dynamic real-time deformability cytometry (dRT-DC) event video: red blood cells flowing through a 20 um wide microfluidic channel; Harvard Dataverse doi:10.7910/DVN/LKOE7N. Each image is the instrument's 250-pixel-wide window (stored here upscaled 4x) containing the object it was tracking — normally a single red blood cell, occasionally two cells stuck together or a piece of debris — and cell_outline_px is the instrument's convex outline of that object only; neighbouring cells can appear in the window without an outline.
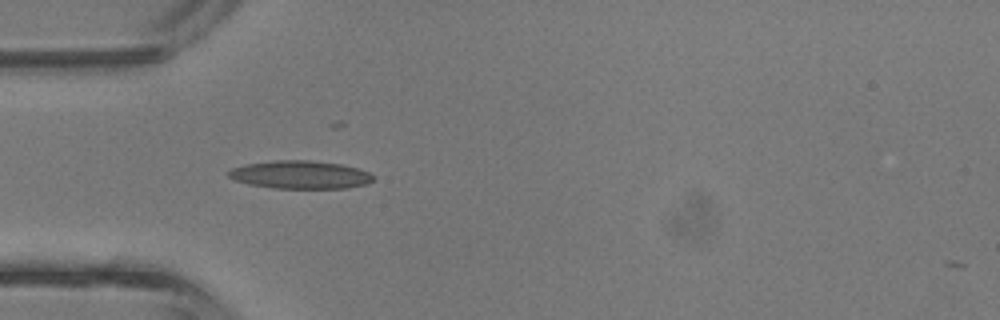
{"species": "common noctule bat (a hibernating species)", "species_latin": "Nyctalus noctula", "temperature_condition": "room temperature", "stored_images_in_passage": 3, "camera_frame_rate_fps": 3000, "um_per_image_px": 0.085, "animal": {"sex": "male", "body_mass_g": 13.3}, "frame": {"image": 1, "passage_image": 3, "time_ms": 0.667, "image_size_px": [1000, 320], "cell_outline_px": [[376, 176], [368, 184], [348, 188], [272, 188], [248, 184], [236, 180], [228, 176], [228, 172], [232, 168], [248, 164], [276, 160], [312, 160], [340, 164], [356, 168], [368, 172]], "centroid_in_image_um": [25.55, 14.85], "position_along_channel_um": 59.4, "area_um2": 23.58}}